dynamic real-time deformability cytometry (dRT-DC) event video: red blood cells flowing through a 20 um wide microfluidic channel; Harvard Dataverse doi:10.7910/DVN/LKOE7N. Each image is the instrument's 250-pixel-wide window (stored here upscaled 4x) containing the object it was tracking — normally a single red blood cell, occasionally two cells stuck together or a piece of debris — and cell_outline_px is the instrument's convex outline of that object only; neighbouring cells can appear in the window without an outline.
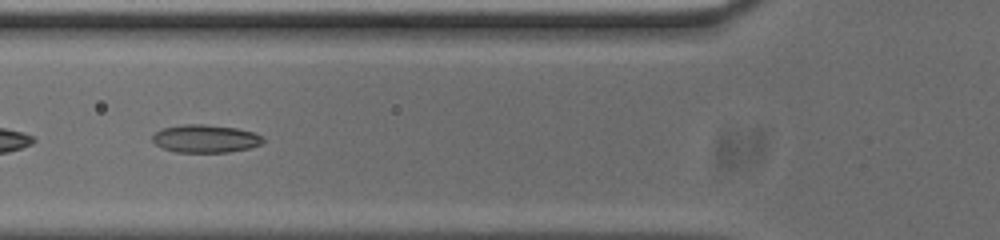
{"species": "common noctule bat (a hibernating species)", "species_latin": "Nyctalus noctula", "temperature_condition": "cold", "stored_images_in_passage": 40, "camera_frame_rate_fps": 3000, "um_per_image_px": 0.085, "animal": {"sex": "male", "body_mass_g": 20.0, "forearm_length_mm": 53.3}, "frame": {"image": 1, "passage_image": 12, "time_ms": 3.667, "image_size_px": [1000, 240], "cell_outline_px": [[264, 140], [260, 144], [248, 148], [228, 152], [176, 152], [164, 148], [156, 144], [152, 140], [152, 136], [160, 128], [184, 124], [204, 124], [236, 128], [256, 132], [264, 136]], "centroid_in_image_um": [17.47, 11.77], "position_along_channel_um": 108.3, "area_um2": 18.03}, "authors_computed_cell_mechanics": {"area_um2": 18.0336, "velocity_mm_per_s": 3.7514, "shape_relaxation_time_tau1_ms": null, "shape_relaxation_time_tau2_ms": 1.8551, "deformation_change_tau1": null, "deformation_change_tau2": 0.077}}